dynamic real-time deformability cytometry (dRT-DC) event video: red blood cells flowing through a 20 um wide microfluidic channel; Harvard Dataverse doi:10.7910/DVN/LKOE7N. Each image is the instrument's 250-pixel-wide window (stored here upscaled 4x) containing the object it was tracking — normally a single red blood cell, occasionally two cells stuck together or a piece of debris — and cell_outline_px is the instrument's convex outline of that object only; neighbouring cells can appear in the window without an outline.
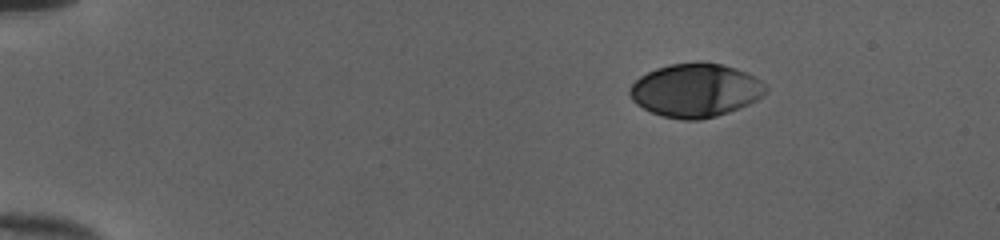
{"species": "human", "species_latin": "Homo sapiens", "temperature_condition": "cold", "stored_images_in_passage": 45, "camera_frame_rate_fps": 3000, "um_per_image_px": 0.085, "donor": {"sex": "female"}, "frame": {"image": 1, "passage_image": 1, "time_ms": 0.0, "image_size_px": [1000, 240], "cell_outline_px": [[768, 88], [756, 100], [740, 108], [716, 116], [700, 120], [684, 120], [664, 116], [652, 112], [636, 104], [632, 100], [628, 92], [628, 88], [640, 76], [656, 68], [668, 64], [724, 64], [736, 68], [760, 80]], "centroid_in_image_um": [59.09, 7.7], "position_along_channel_um": 25.9, "area_um2": 41.79}}
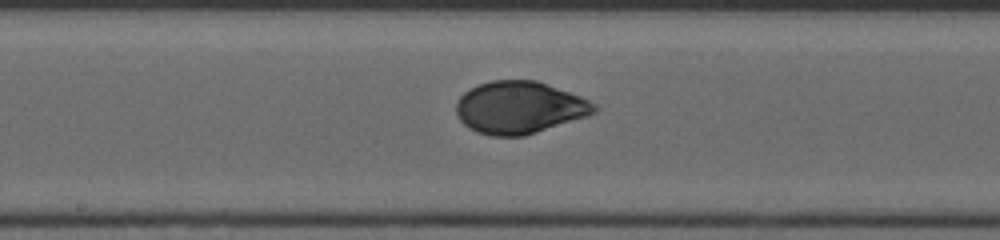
{"frame": {"image": 2, "passage_image": 22, "time_ms": 7.0, "image_size_px": [1000, 240], "cell_outline_px": [[600, 108], [596, 112], [588, 116], [524, 136], [492, 136], [476, 132], [468, 128], [456, 116], [456, 100], [464, 92], [480, 84], [492, 80], [536, 80], [580, 96], [596, 104]], "centroid_in_image_um": [44.14, 9.15], "position_along_channel_um": 204.1, "area_um2": 42.19}}
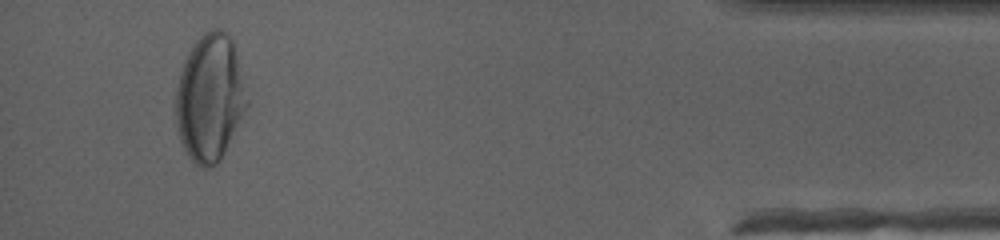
{"frame": {"image": 3, "passage_image": 42, "time_ms": 13.667, "image_size_px": [1000, 240], "cell_outline_px": [[248, 104], [220, 160], [212, 168], [200, 168], [184, 152], [180, 140], [176, 124], [176, 92], [180, 64], [196, 40], [204, 32], [212, 28], [224, 28], [228, 32], [232, 40], [248, 100]], "centroid_in_image_um": [17.8, 8.3], "position_along_channel_um": 417.4, "area_um2": 52.77}, "authors_computed_cell_mechanics": {"area_um2": 41.905, "velocity_mm_per_s": 4.0073, "shape_relaxation_time_tau1_ms": 4.0975, "shape_relaxation_time_tau2_ms": null, "deformation_change_tau1": 0.18, "deformation_change_tau2": null}}